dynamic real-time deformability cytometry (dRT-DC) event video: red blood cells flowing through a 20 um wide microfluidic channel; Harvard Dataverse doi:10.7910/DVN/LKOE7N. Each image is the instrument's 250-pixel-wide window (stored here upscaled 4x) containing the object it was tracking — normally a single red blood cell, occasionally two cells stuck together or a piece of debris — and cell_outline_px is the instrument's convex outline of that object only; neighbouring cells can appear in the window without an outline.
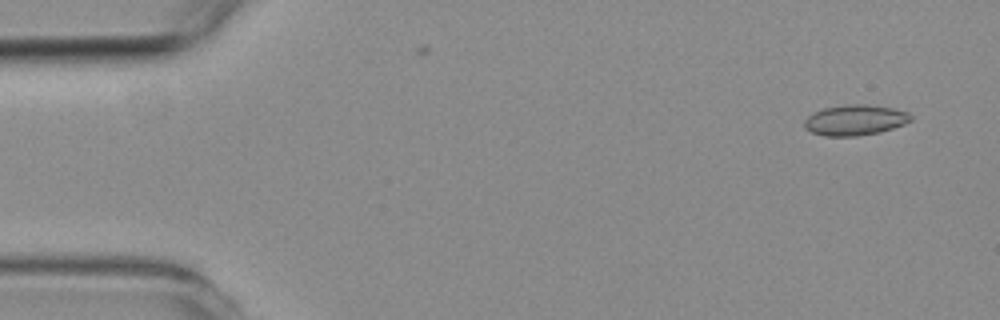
{"species": "common noctule bat (a hibernating species)", "species_latin": "Nyctalus noctula", "temperature_condition": "room temperature", "stored_images_in_passage": 7, "camera_frame_rate_fps": 3000, "um_per_image_px": 0.085, "animal": {"sex": "female", "body_mass_g": 19.3, "forearm_length_mm": 54.1}, "frame": {"image": 1, "passage_image": 1, "time_ms": 0.0, "image_size_px": [1000, 320], "cell_outline_px": [[912, 120], [904, 124], [880, 132], [856, 136], [824, 136], [812, 132], [804, 128], [804, 120], [812, 112], [824, 108], [848, 104], [868, 104], [892, 108], [908, 112], [912, 116]], "centroid_in_image_um": [72.66, 10.2], "position_along_channel_um": 12.3, "area_um2": 19.02}}
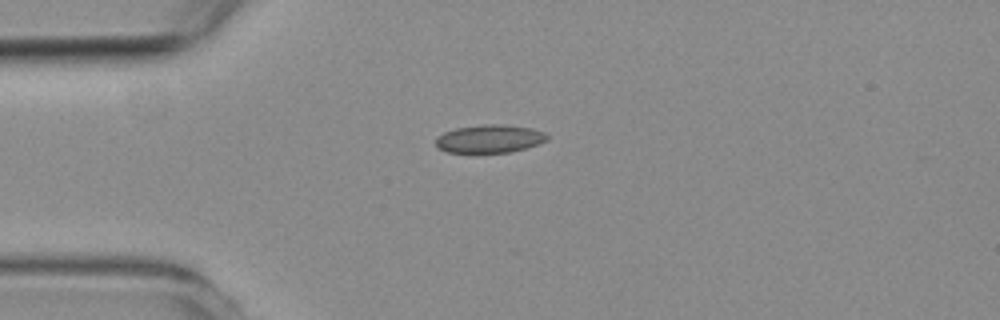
{"frame": {"image": 2, "passage_image": 4, "time_ms": 3.333, "image_size_px": [1000, 320], "cell_outline_px": [[548, 140], [524, 148], [508, 152], [476, 156], [448, 152], [436, 148], [436, 136], [444, 132], [456, 128], [484, 124], [500, 124], [532, 128], [544, 132], [548, 136]], "centroid_in_image_um": [41.53, 11.84], "position_along_channel_um": 43.5, "area_um2": 18.96}}
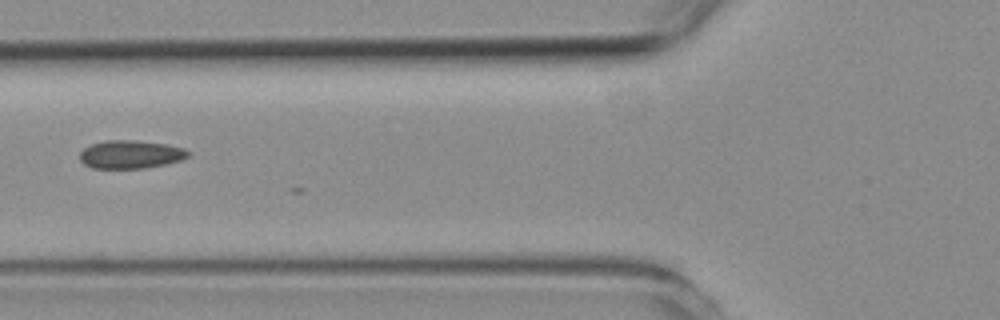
{"frame": {"image": 3, "passage_image": 6, "time_ms": 5.667, "image_size_px": [1000, 320], "cell_outline_px": [[188, 156], [180, 160], [164, 164], [144, 168], [92, 168], [84, 164], [80, 160], [80, 152], [84, 148], [92, 144], [104, 140], [136, 140], [164, 144], [184, 148], [188, 152]], "centroid_in_image_um": [11.05, 13.12], "position_along_channel_um": 114.7, "area_um2": 17.63}}